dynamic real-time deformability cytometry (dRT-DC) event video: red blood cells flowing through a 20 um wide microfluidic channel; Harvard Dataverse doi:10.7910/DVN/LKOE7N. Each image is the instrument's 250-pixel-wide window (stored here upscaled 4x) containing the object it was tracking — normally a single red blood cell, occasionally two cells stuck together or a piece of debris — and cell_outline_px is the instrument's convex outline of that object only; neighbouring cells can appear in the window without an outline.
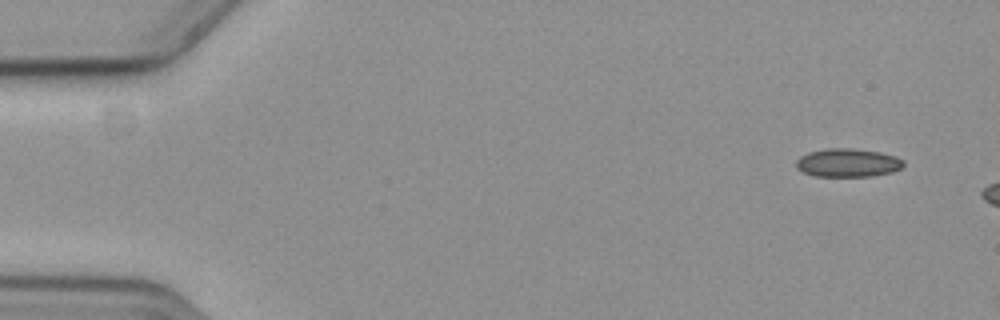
{"species": "common noctule bat (a hibernating species)", "species_latin": "Nyctalus noctula", "temperature_condition": "cold", "stored_images_in_passage": 3, "camera_frame_rate_fps": 3000, "um_per_image_px": 0.085, "animal": {"sex": "female", "body_mass_g": 19.3, "forearm_length_mm": 54.1}, "frame": {"image": 1, "passage_image": 1, "time_ms": 0.0, "image_size_px": [1000, 320], "cell_outline_px": [[904, 168], [892, 172], [872, 176], [816, 176], [804, 172], [796, 168], [796, 160], [800, 156], [808, 152], [828, 148], [852, 148], [880, 152], [896, 156], [904, 160]], "centroid_in_image_um": [72.09, 13.83], "position_along_channel_um": 12.9, "area_um2": 17.92}}